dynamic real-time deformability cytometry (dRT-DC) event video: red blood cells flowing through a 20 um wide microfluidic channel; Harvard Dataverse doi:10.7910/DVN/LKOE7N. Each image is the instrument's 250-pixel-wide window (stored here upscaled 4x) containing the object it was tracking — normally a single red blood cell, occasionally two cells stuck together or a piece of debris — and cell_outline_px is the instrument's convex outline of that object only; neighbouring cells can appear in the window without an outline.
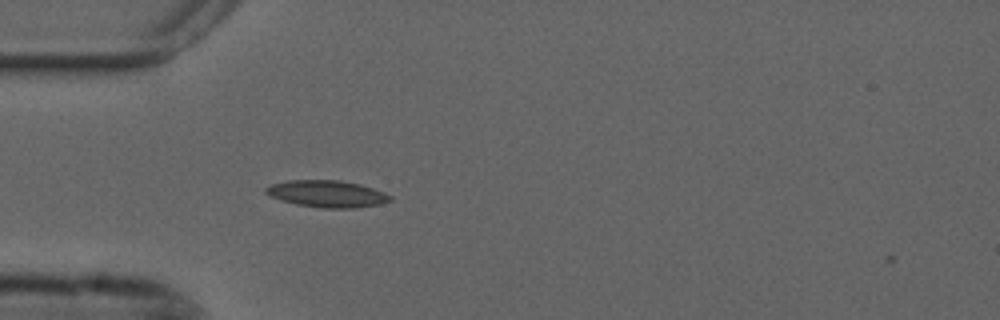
{"species": "common noctule bat (a hibernating species)", "species_latin": "Nyctalus noctula", "temperature_condition": "cold", "stored_images_in_passage": 3, "camera_frame_rate_fps": 3000, "um_per_image_px": 0.085, "animal": {"sex": "male", "forearm_length_mm": 52.5}, "frame": {"image": 1, "passage_image": 2, "time_ms": 0.333, "image_size_px": [1000, 320], "cell_outline_px": [[392, 200], [380, 204], [352, 208], [324, 208], [296, 204], [280, 200], [268, 196], [264, 192], [264, 188], [272, 184], [288, 180], [340, 180], [360, 184], [384, 192], [392, 196]], "centroid_in_image_um": [27.77, 16.47], "position_along_channel_um": 57.2, "area_um2": 19.54}}